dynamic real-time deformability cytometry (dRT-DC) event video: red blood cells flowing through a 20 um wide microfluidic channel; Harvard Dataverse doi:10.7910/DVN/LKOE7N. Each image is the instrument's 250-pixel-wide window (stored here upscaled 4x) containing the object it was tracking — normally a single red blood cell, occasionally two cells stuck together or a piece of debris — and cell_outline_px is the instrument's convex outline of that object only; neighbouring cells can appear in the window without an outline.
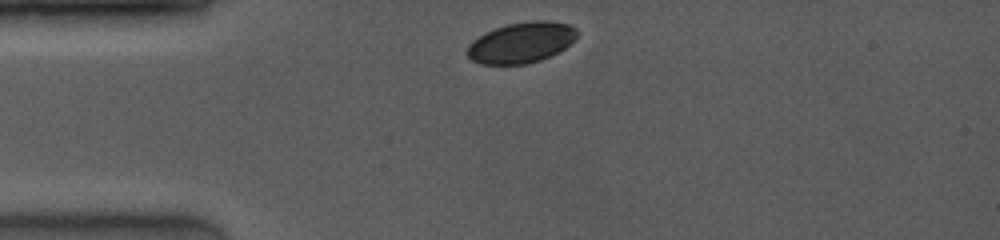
{"species": "common noctule bat (a hibernating species)", "species_latin": "Nyctalus noctula", "temperature_condition": "room temperature", "stored_images_in_passage": 25, "camera_frame_rate_fps": 4000, "um_per_image_px": 0.085, "animal": {"sex": "female", "body_mass_g": 19.0, "forearm_length_mm": 53.3}, "frame": {"image": 1, "passage_image": 1, "time_ms": 0.0, "image_size_px": [1000, 240], "cell_outline_px": [[576, 36], [564, 48], [540, 60], [524, 64], [480, 64], [472, 60], [464, 52], [468, 44], [472, 40], [484, 32], [508, 24], [532, 20], [548, 20], [568, 24], [576, 28]], "centroid_in_image_um": [44.24, 3.61], "position_along_channel_um": 40.8, "area_um2": 25.95}}
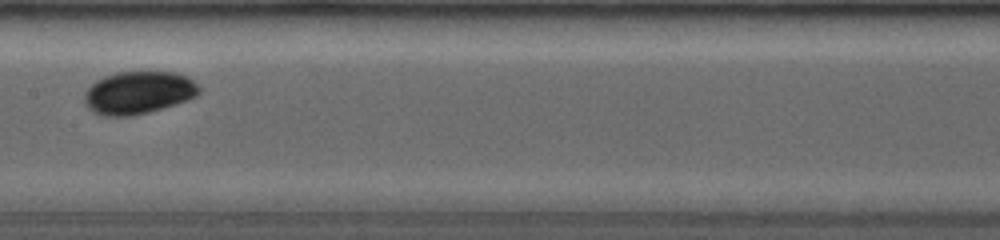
{"frame": {"image": 2, "passage_image": 11, "time_ms": 4.5, "image_size_px": [1000, 240], "cell_outline_px": [[200, 92], [196, 96], [188, 100], [176, 104], [148, 112], [128, 116], [104, 116], [92, 112], [84, 104], [84, 92], [96, 80], [104, 76], [116, 72], [176, 72], [188, 76], [200, 88]], "centroid_in_image_um": [11.75, 7.87], "position_along_channel_um": 195.7, "area_um2": 28.67}}
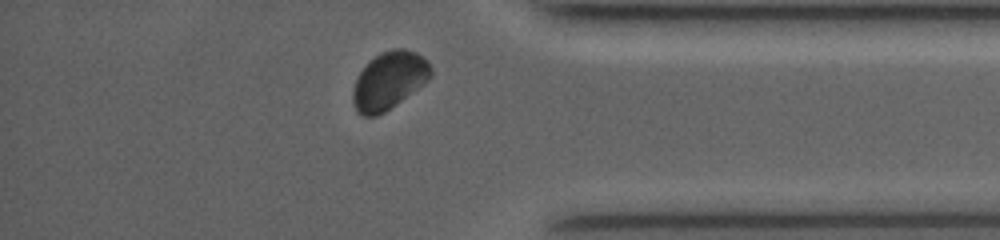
{"frame": {"image": 3, "passage_image": 23, "time_ms": 9.75, "image_size_px": [1000, 240], "cell_outline_px": [[432, 76], [424, 84], [396, 104], [384, 112], [376, 116], [364, 116], [356, 112], [352, 100], [352, 92], [356, 80], [360, 72], [368, 60], [380, 52], [392, 48], [404, 48], [416, 52], [428, 60], [432, 68]], "centroid_in_image_um": [33.07, 6.82], "position_along_channel_um": 402.1, "area_um2": 26.41}, "authors_computed_cell_mechanics": {"area_um2": 27.3972, "velocity_mm_per_s": 4.0269, "shape_relaxation_time_tau1_ms": 2.3799, "shape_relaxation_time_tau2_ms": null, "deformation_change_tau1": 0.0362, "deformation_change_tau2": null}}